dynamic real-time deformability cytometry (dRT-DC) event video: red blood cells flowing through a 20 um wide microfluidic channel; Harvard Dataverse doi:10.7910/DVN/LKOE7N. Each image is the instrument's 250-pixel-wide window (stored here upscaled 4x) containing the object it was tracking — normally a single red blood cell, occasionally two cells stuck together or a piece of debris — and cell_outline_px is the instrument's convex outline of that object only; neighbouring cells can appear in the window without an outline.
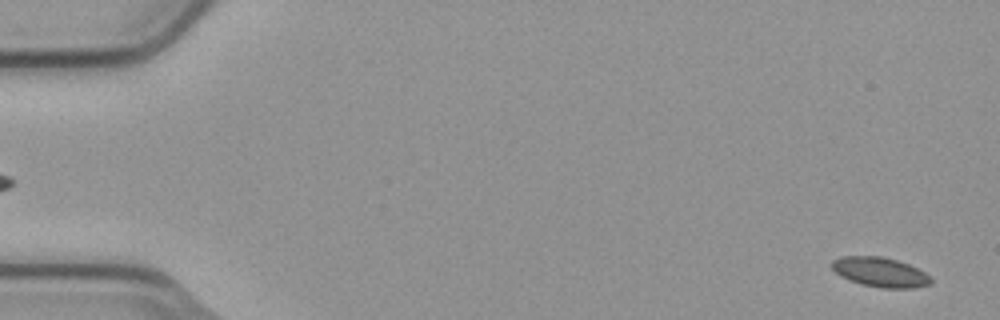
{"species": "common noctule bat (a hibernating species)", "species_latin": "Nyctalus noctula", "temperature_condition": "cold", "stored_images_in_passage": 10, "camera_frame_rate_fps": 3000, "um_per_image_px": 0.085, "animal": {"sex": "male", "body_mass_g": 23.1, "forearm_length_mm": 52.7}, "frame": {"image": 1, "passage_image": 2, "time_ms": 0.333, "image_size_px": [1000, 320], "cell_outline_px": [[932, 284], [916, 288], [880, 288], [860, 284], [848, 280], [840, 276], [828, 264], [832, 260], [840, 256], [880, 256], [896, 260], [908, 264], [924, 272], [932, 280]], "centroid_in_image_um": [74.77, 23.14], "position_along_channel_um": 10.2, "area_um2": 17.28}}